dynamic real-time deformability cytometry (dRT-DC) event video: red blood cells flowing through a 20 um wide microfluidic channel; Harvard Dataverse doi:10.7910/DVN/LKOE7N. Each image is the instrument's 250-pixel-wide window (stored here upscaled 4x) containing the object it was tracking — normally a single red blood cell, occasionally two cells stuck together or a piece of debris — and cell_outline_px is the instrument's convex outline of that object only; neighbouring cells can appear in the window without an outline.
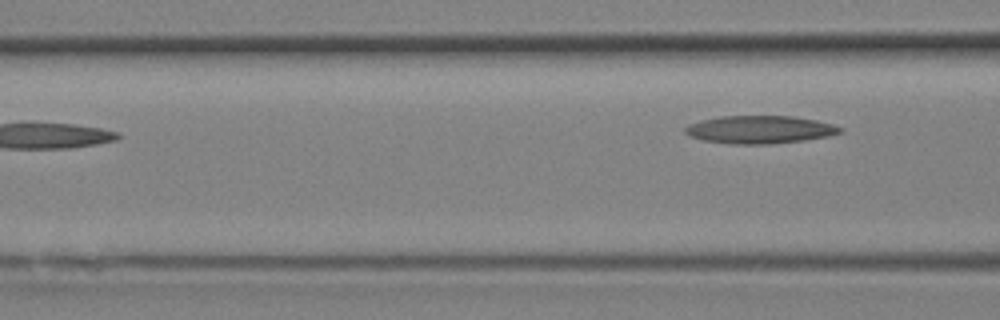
{"species": "Egyptian fruit bat (a non-hibernating species)", "species_latin": "Rousettus aegyptiacus", "temperature_condition": "room temperature", "stored_images_in_passage": 8, "segment_of_instrument_passage": [2, 2], "camera_frame_rate_fps": 3000, "um_per_image_px": 0.085, "animal": {"sex": "female"}, "frame": {"image": 1, "passage_image": 8, "time_ms": 2.333, "image_size_px": [1000, 320], "cell_outline_px": [[844, 132], [828, 136], [804, 140], [768, 144], [732, 144], [704, 140], [688, 136], [684, 132], [684, 128], [688, 124], [700, 120], [720, 116], [792, 116], [816, 120], [832, 124], [844, 128]], "centroid_in_image_um": [64.57, 11.01], "position_along_channel_um": 102.0, "area_um2": 25.26}}